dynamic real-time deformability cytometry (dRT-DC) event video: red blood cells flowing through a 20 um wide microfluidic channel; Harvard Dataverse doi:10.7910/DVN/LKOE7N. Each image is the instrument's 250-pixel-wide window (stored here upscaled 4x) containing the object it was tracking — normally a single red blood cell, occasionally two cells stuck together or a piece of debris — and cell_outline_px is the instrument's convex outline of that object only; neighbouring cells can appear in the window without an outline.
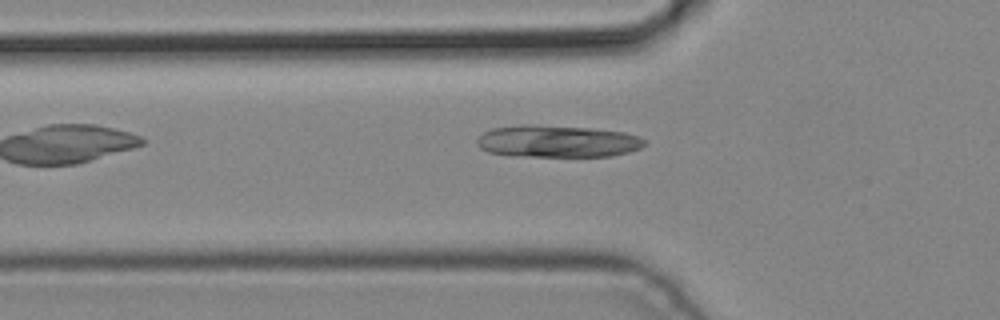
{"species": "common noctule bat (a hibernating species)", "species_latin": "Nyctalus noctula", "temperature_condition": "cold", "stored_images_in_passage": 3, "camera_frame_rate_fps": 3000, "um_per_image_px": 0.085, "animal": {"sex": "male", "body_mass_g": 19.2, "forearm_length_mm": 51.8}, "frame": {"image": 1, "passage_image": 2, "time_ms": 0.333, "image_size_px": [1000, 320], "cell_outline_px": [[648, 144], [640, 148], [628, 152], [612, 156], [528, 156], [488, 152], [480, 148], [476, 144], [476, 140], [484, 132], [492, 128], [520, 124], [536, 124], [592, 128], [624, 132], [636, 136], [644, 140]], "centroid_in_image_um": [47.37, 11.99], "position_along_channel_um": 78.4, "area_um2": 31.39}}